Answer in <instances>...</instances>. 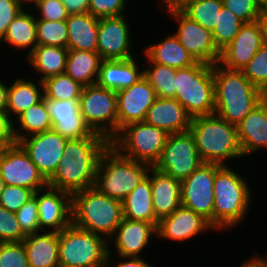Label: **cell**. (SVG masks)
<instances>
[{"label":"cell","instance_id":"5b68a950","mask_svg":"<svg viewBox=\"0 0 267 267\" xmlns=\"http://www.w3.org/2000/svg\"><path fill=\"white\" fill-rule=\"evenodd\" d=\"M150 167L122 156L109 145L99 159L93 187L101 194L123 201L147 176Z\"/></svg>","mask_w":267,"mask_h":267},{"label":"cell","instance_id":"bcb514c9","mask_svg":"<svg viewBox=\"0 0 267 267\" xmlns=\"http://www.w3.org/2000/svg\"><path fill=\"white\" fill-rule=\"evenodd\" d=\"M25 237L16 214L0 205V242H22Z\"/></svg>","mask_w":267,"mask_h":267},{"label":"cell","instance_id":"e575fe53","mask_svg":"<svg viewBox=\"0 0 267 267\" xmlns=\"http://www.w3.org/2000/svg\"><path fill=\"white\" fill-rule=\"evenodd\" d=\"M18 121L20 123V129L15 128L14 124V136L16 143L27 136L52 129L51 118L43 99L39 103L32 105L29 109L25 110L24 113L18 117ZM17 129H19V131L21 129L22 131L25 130L26 134H20Z\"/></svg>","mask_w":267,"mask_h":267},{"label":"cell","instance_id":"f907efd6","mask_svg":"<svg viewBox=\"0 0 267 267\" xmlns=\"http://www.w3.org/2000/svg\"><path fill=\"white\" fill-rule=\"evenodd\" d=\"M0 140L7 146L16 143L13 119L7 113L2 112H0Z\"/></svg>","mask_w":267,"mask_h":267},{"label":"cell","instance_id":"d6986e66","mask_svg":"<svg viewBox=\"0 0 267 267\" xmlns=\"http://www.w3.org/2000/svg\"><path fill=\"white\" fill-rule=\"evenodd\" d=\"M52 122V129L67 139L102 136L93 132L80 112L79 100H55L43 97Z\"/></svg>","mask_w":267,"mask_h":267},{"label":"cell","instance_id":"ee69618b","mask_svg":"<svg viewBox=\"0 0 267 267\" xmlns=\"http://www.w3.org/2000/svg\"><path fill=\"white\" fill-rule=\"evenodd\" d=\"M22 233L25 236L37 233L39 227V214L37 200L33 196L15 213Z\"/></svg>","mask_w":267,"mask_h":267},{"label":"cell","instance_id":"7c38bea8","mask_svg":"<svg viewBox=\"0 0 267 267\" xmlns=\"http://www.w3.org/2000/svg\"><path fill=\"white\" fill-rule=\"evenodd\" d=\"M222 165L202 163L181 181V204L205 218L213 227L214 178Z\"/></svg>","mask_w":267,"mask_h":267},{"label":"cell","instance_id":"277c9868","mask_svg":"<svg viewBox=\"0 0 267 267\" xmlns=\"http://www.w3.org/2000/svg\"><path fill=\"white\" fill-rule=\"evenodd\" d=\"M189 131L203 163L225 165V159L243 156L236 125L216 114L191 118Z\"/></svg>","mask_w":267,"mask_h":267},{"label":"cell","instance_id":"b9f144b4","mask_svg":"<svg viewBox=\"0 0 267 267\" xmlns=\"http://www.w3.org/2000/svg\"><path fill=\"white\" fill-rule=\"evenodd\" d=\"M223 6L244 23L257 21L266 15L256 0H223Z\"/></svg>","mask_w":267,"mask_h":267},{"label":"cell","instance_id":"f35d334b","mask_svg":"<svg viewBox=\"0 0 267 267\" xmlns=\"http://www.w3.org/2000/svg\"><path fill=\"white\" fill-rule=\"evenodd\" d=\"M243 24V21L223 6L218 15L217 25L212 32L216 47L220 51L223 50L239 33Z\"/></svg>","mask_w":267,"mask_h":267},{"label":"cell","instance_id":"8992f818","mask_svg":"<svg viewBox=\"0 0 267 267\" xmlns=\"http://www.w3.org/2000/svg\"><path fill=\"white\" fill-rule=\"evenodd\" d=\"M213 229L231 228L241 222L249 208L251 194L242 176L222 165L215 173Z\"/></svg>","mask_w":267,"mask_h":267},{"label":"cell","instance_id":"cb8c5ba5","mask_svg":"<svg viewBox=\"0 0 267 267\" xmlns=\"http://www.w3.org/2000/svg\"><path fill=\"white\" fill-rule=\"evenodd\" d=\"M236 127L243 156L267 149V102L263 99Z\"/></svg>","mask_w":267,"mask_h":267},{"label":"cell","instance_id":"d590c367","mask_svg":"<svg viewBox=\"0 0 267 267\" xmlns=\"http://www.w3.org/2000/svg\"><path fill=\"white\" fill-rule=\"evenodd\" d=\"M222 7L221 0H192L180 10L191 20L213 32Z\"/></svg>","mask_w":267,"mask_h":267},{"label":"cell","instance_id":"7dc6e473","mask_svg":"<svg viewBox=\"0 0 267 267\" xmlns=\"http://www.w3.org/2000/svg\"><path fill=\"white\" fill-rule=\"evenodd\" d=\"M126 0H89V14L97 18L123 16Z\"/></svg>","mask_w":267,"mask_h":267},{"label":"cell","instance_id":"d4e9b609","mask_svg":"<svg viewBox=\"0 0 267 267\" xmlns=\"http://www.w3.org/2000/svg\"><path fill=\"white\" fill-rule=\"evenodd\" d=\"M152 233L156 235V227L152 223L123 218L113 235L120 258L140 257L139 254L150 242Z\"/></svg>","mask_w":267,"mask_h":267},{"label":"cell","instance_id":"680465c9","mask_svg":"<svg viewBox=\"0 0 267 267\" xmlns=\"http://www.w3.org/2000/svg\"><path fill=\"white\" fill-rule=\"evenodd\" d=\"M258 5L262 8V10L267 14V0H256Z\"/></svg>","mask_w":267,"mask_h":267},{"label":"cell","instance_id":"44dd1931","mask_svg":"<svg viewBox=\"0 0 267 267\" xmlns=\"http://www.w3.org/2000/svg\"><path fill=\"white\" fill-rule=\"evenodd\" d=\"M210 228L213 229L205 218L181 205L171 215L158 220L156 234L166 240L185 241Z\"/></svg>","mask_w":267,"mask_h":267},{"label":"cell","instance_id":"7bdbcfd3","mask_svg":"<svg viewBox=\"0 0 267 267\" xmlns=\"http://www.w3.org/2000/svg\"><path fill=\"white\" fill-rule=\"evenodd\" d=\"M0 267H29L22 242H0Z\"/></svg>","mask_w":267,"mask_h":267},{"label":"cell","instance_id":"9c48e42d","mask_svg":"<svg viewBox=\"0 0 267 267\" xmlns=\"http://www.w3.org/2000/svg\"><path fill=\"white\" fill-rule=\"evenodd\" d=\"M168 136L163 129L144 121L136 122L123 127L110 141V145L128 159L154 166L161 156Z\"/></svg>","mask_w":267,"mask_h":267},{"label":"cell","instance_id":"4fadbf2b","mask_svg":"<svg viewBox=\"0 0 267 267\" xmlns=\"http://www.w3.org/2000/svg\"><path fill=\"white\" fill-rule=\"evenodd\" d=\"M169 13L179 22L174 35L188 53L197 62L209 65L218 63L221 51L214 43L212 32L191 20L181 10H170Z\"/></svg>","mask_w":267,"mask_h":267},{"label":"cell","instance_id":"11a10c76","mask_svg":"<svg viewBox=\"0 0 267 267\" xmlns=\"http://www.w3.org/2000/svg\"><path fill=\"white\" fill-rule=\"evenodd\" d=\"M8 87L0 80V112L7 113Z\"/></svg>","mask_w":267,"mask_h":267},{"label":"cell","instance_id":"ac0fdd59","mask_svg":"<svg viewBox=\"0 0 267 267\" xmlns=\"http://www.w3.org/2000/svg\"><path fill=\"white\" fill-rule=\"evenodd\" d=\"M118 133L128 124L143 122L148 109L156 100V92L151 84L142 77L132 86L116 92Z\"/></svg>","mask_w":267,"mask_h":267},{"label":"cell","instance_id":"94428289","mask_svg":"<svg viewBox=\"0 0 267 267\" xmlns=\"http://www.w3.org/2000/svg\"><path fill=\"white\" fill-rule=\"evenodd\" d=\"M7 147H8V146H7L2 140H0V159H1L2 155H3L4 150H5Z\"/></svg>","mask_w":267,"mask_h":267},{"label":"cell","instance_id":"d6a6232c","mask_svg":"<svg viewBox=\"0 0 267 267\" xmlns=\"http://www.w3.org/2000/svg\"><path fill=\"white\" fill-rule=\"evenodd\" d=\"M39 81L41 88H38L34 82L21 78H18L13 85L8 87L7 114L9 117L13 113L18 118L25 110L43 99L44 86L43 82Z\"/></svg>","mask_w":267,"mask_h":267},{"label":"cell","instance_id":"4316f807","mask_svg":"<svg viewBox=\"0 0 267 267\" xmlns=\"http://www.w3.org/2000/svg\"><path fill=\"white\" fill-rule=\"evenodd\" d=\"M29 267L59 266V232L33 233L23 240Z\"/></svg>","mask_w":267,"mask_h":267},{"label":"cell","instance_id":"db71d44e","mask_svg":"<svg viewBox=\"0 0 267 267\" xmlns=\"http://www.w3.org/2000/svg\"><path fill=\"white\" fill-rule=\"evenodd\" d=\"M240 267H267V257L264 259L254 256L247 261H244Z\"/></svg>","mask_w":267,"mask_h":267},{"label":"cell","instance_id":"6f0895ef","mask_svg":"<svg viewBox=\"0 0 267 267\" xmlns=\"http://www.w3.org/2000/svg\"><path fill=\"white\" fill-rule=\"evenodd\" d=\"M263 45L267 47V14L263 17Z\"/></svg>","mask_w":267,"mask_h":267},{"label":"cell","instance_id":"83f0119b","mask_svg":"<svg viewBox=\"0 0 267 267\" xmlns=\"http://www.w3.org/2000/svg\"><path fill=\"white\" fill-rule=\"evenodd\" d=\"M66 24L68 50L97 52L99 18L89 13L69 15Z\"/></svg>","mask_w":267,"mask_h":267},{"label":"cell","instance_id":"836d02e7","mask_svg":"<svg viewBox=\"0 0 267 267\" xmlns=\"http://www.w3.org/2000/svg\"><path fill=\"white\" fill-rule=\"evenodd\" d=\"M22 10L8 25L3 41L17 48H28V56L37 46L36 18Z\"/></svg>","mask_w":267,"mask_h":267},{"label":"cell","instance_id":"f546056e","mask_svg":"<svg viewBox=\"0 0 267 267\" xmlns=\"http://www.w3.org/2000/svg\"><path fill=\"white\" fill-rule=\"evenodd\" d=\"M145 53L148 63H156L175 69L185 68L197 63L175 35H169L158 44L149 46Z\"/></svg>","mask_w":267,"mask_h":267},{"label":"cell","instance_id":"3957f363","mask_svg":"<svg viewBox=\"0 0 267 267\" xmlns=\"http://www.w3.org/2000/svg\"><path fill=\"white\" fill-rule=\"evenodd\" d=\"M124 218L122 201L99 193L94 187L72 194V224L112 238Z\"/></svg>","mask_w":267,"mask_h":267},{"label":"cell","instance_id":"74e56055","mask_svg":"<svg viewBox=\"0 0 267 267\" xmlns=\"http://www.w3.org/2000/svg\"><path fill=\"white\" fill-rule=\"evenodd\" d=\"M151 64L150 69L143 70V77L151 84L159 98H175L176 69L168 66Z\"/></svg>","mask_w":267,"mask_h":267},{"label":"cell","instance_id":"6125c7cd","mask_svg":"<svg viewBox=\"0 0 267 267\" xmlns=\"http://www.w3.org/2000/svg\"><path fill=\"white\" fill-rule=\"evenodd\" d=\"M4 187H5V182H4V180L0 176V194L4 190Z\"/></svg>","mask_w":267,"mask_h":267},{"label":"cell","instance_id":"ab89813d","mask_svg":"<svg viewBox=\"0 0 267 267\" xmlns=\"http://www.w3.org/2000/svg\"><path fill=\"white\" fill-rule=\"evenodd\" d=\"M37 45L67 48L68 29L66 21L51 22L36 19Z\"/></svg>","mask_w":267,"mask_h":267},{"label":"cell","instance_id":"7a4b0ae2","mask_svg":"<svg viewBox=\"0 0 267 267\" xmlns=\"http://www.w3.org/2000/svg\"><path fill=\"white\" fill-rule=\"evenodd\" d=\"M215 111L230 124L237 125L263 99L264 93L254 86L242 71L213 65Z\"/></svg>","mask_w":267,"mask_h":267},{"label":"cell","instance_id":"f5cc1de1","mask_svg":"<svg viewBox=\"0 0 267 267\" xmlns=\"http://www.w3.org/2000/svg\"><path fill=\"white\" fill-rule=\"evenodd\" d=\"M111 250L109 249V253L106 259V264L105 267H112L111 264H109V259L112 258L111 257ZM128 261H121L119 262L120 264L117 265L116 267H153L151 266V264L147 263L146 261L143 260V258L140 257H127Z\"/></svg>","mask_w":267,"mask_h":267},{"label":"cell","instance_id":"816d5d0a","mask_svg":"<svg viewBox=\"0 0 267 267\" xmlns=\"http://www.w3.org/2000/svg\"><path fill=\"white\" fill-rule=\"evenodd\" d=\"M69 15L89 13V0H61Z\"/></svg>","mask_w":267,"mask_h":267},{"label":"cell","instance_id":"1f68e13d","mask_svg":"<svg viewBox=\"0 0 267 267\" xmlns=\"http://www.w3.org/2000/svg\"><path fill=\"white\" fill-rule=\"evenodd\" d=\"M68 49L57 46L37 45L27 56L31 66L40 74L41 81L46 78L65 73Z\"/></svg>","mask_w":267,"mask_h":267},{"label":"cell","instance_id":"8d00e7d4","mask_svg":"<svg viewBox=\"0 0 267 267\" xmlns=\"http://www.w3.org/2000/svg\"><path fill=\"white\" fill-rule=\"evenodd\" d=\"M42 82L44 97L60 101L79 100L84 87L66 73L48 77Z\"/></svg>","mask_w":267,"mask_h":267},{"label":"cell","instance_id":"f6af8a7d","mask_svg":"<svg viewBox=\"0 0 267 267\" xmlns=\"http://www.w3.org/2000/svg\"><path fill=\"white\" fill-rule=\"evenodd\" d=\"M33 195L34 192L26 187L5 185L4 190L0 194V205L16 213Z\"/></svg>","mask_w":267,"mask_h":267},{"label":"cell","instance_id":"ba28073f","mask_svg":"<svg viewBox=\"0 0 267 267\" xmlns=\"http://www.w3.org/2000/svg\"><path fill=\"white\" fill-rule=\"evenodd\" d=\"M108 241L73 224L59 232L60 267H105Z\"/></svg>","mask_w":267,"mask_h":267},{"label":"cell","instance_id":"52a82bcc","mask_svg":"<svg viewBox=\"0 0 267 267\" xmlns=\"http://www.w3.org/2000/svg\"><path fill=\"white\" fill-rule=\"evenodd\" d=\"M175 89V99L191 118L214 114L213 65L197 62L176 69Z\"/></svg>","mask_w":267,"mask_h":267},{"label":"cell","instance_id":"8fae6325","mask_svg":"<svg viewBox=\"0 0 267 267\" xmlns=\"http://www.w3.org/2000/svg\"><path fill=\"white\" fill-rule=\"evenodd\" d=\"M203 161L190 131L169 134L159 160L153 167L177 180L186 179Z\"/></svg>","mask_w":267,"mask_h":267},{"label":"cell","instance_id":"c3c4849f","mask_svg":"<svg viewBox=\"0 0 267 267\" xmlns=\"http://www.w3.org/2000/svg\"><path fill=\"white\" fill-rule=\"evenodd\" d=\"M35 7L41 13V17L36 19L57 22L66 21L69 16L61 0H39Z\"/></svg>","mask_w":267,"mask_h":267},{"label":"cell","instance_id":"484cf974","mask_svg":"<svg viewBox=\"0 0 267 267\" xmlns=\"http://www.w3.org/2000/svg\"><path fill=\"white\" fill-rule=\"evenodd\" d=\"M136 64L134 58L102 60L96 84L115 92L132 86L143 77Z\"/></svg>","mask_w":267,"mask_h":267},{"label":"cell","instance_id":"91938a15","mask_svg":"<svg viewBox=\"0 0 267 267\" xmlns=\"http://www.w3.org/2000/svg\"><path fill=\"white\" fill-rule=\"evenodd\" d=\"M17 2H18V4H19V6L23 9L24 7V5L23 4H25L26 2H32V3H34V5L36 6L37 5V3L39 2V0H16ZM24 1H25V3H24Z\"/></svg>","mask_w":267,"mask_h":267},{"label":"cell","instance_id":"be15d7a7","mask_svg":"<svg viewBox=\"0 0 267 267\" xmlns=\"http://www.w3.org/2000/svg\"><path fill=\"white\" fill-rule=\"evenodd\" d=\"M264 100L267 102V90L264 92Z\"/></svg>","mask_w":267,"mask_h":267},{"label":"cell","instance_id":"f1b7e54d","mask_svg":"<svg viewBox=\"0 0 267 267\" xmlns=\"http://www.w3.org/2000/svg\"><path fill=\"white\" fill-rule=\"evenodd\" d=\"M122 206L124 218L133 221H147L155 227L157 226L159 219L153 210L149 171L147 176L122 201Z\"/></svg>","mask_w":267,"mask_h":267},{"label":"cell","instance_id":"30bf717a","mask_svg":"<svg viewBox=\"0 0 267 267\" xmlns=\"http://www.w3.org/2000/svg\"><path fill=\"white\" fill-rule=\"evenodd\" d=\"M80 112L90 129L111 141L118 134L117 95L97 84L84 86Z\"/></svg>","mask_w":267,"mask_h":267},{"label":"cell","instance_id":"6da1fadb","mask_svg":"<svg viewBox=\"0 0 267 267\" xmlns=\"http://www.w3.org/2000/svg\"><path fill=\"white\" fill-rule=\"evenodd\" d=\"M109 145L104 136L68 139L64 156L47 180L48 186L70 194L92 188L99 159Z\"/></svg>","mask_w":267,"mask_h":267},{"label":"cell","instance_id":"4dcf8cb0","mask_svg":"<svg viewBox=\"0 0 267 267\" xmlns=\"http://www.w3.org/2000/svg\"><path fill=\"white\" fill-rule=\"evenodd\" d=\"M102 58L97 52L69 50L65 73L82 86L97 82Z\"/></svg>","mask_w":267,"mask_h":267},{"label":"cell","instance_id":"e0dca14e","mask_svg":"<svg viewBox=\"0 0 267 267\" xmlns=\"http://www.w3.org/2000/svg\"><path fill=\"white\" fill-rule=\"evenodd\" d=\"M43 190L33 195L37 200L40 230L48 226L52 232H60L72 224V194L49 186L46 192Z\"/></svg>","mask_w":267,"mask_h":267},{"label":"cell","instance_id":"60d3db41","mask_svg":"<svg viewBox=\"0 0 267 267\" xmlns=\"http://www.w3.org/2000/svg\"><path fill=\"white\" fill-rule=\"evenodd\" d=\"M242 72L263 93L267 90V47L265 45L261 46Z\"/></svg>","mask_w":267,"mask_h":267},{"label":"cell","instance_id":"681fc988","mask_svg":"<svg viewBox=\"0 0 267 267\" xmlns=\"http://www.w3.org/2000/svg\"><path fill=\"white\" fill-rule=\"evenodd\" d=\"M22 10L16 0H0V42L4 38L8 25Z\"/></svg>","mask_w":267,"mask_h":267},{"label":"cell","instance_id":"2e32d148","mask_svg":"<svg viewBox=\"0 0 267 267\" xmlns=\"http://www.w3.org/2000/svg\"><path fill=\"white\" fill-rule=\"evenodd\" d=\"M263 45V18L244 23L235 38L220 52L218 64L242 71Z\"/></svg>","mask_w":267,"mask_h":267},{"label":"cell","instance_id":"603a6c76","mask_svg":"<svg viewBox=\"0 0 267 267\" xmlns=\"http://www.w3.org/2000/svg\"><path fill=\"white\" fill-rule=\"evenodd\" d=\"M152 205L158 219L171 215L181 204V181L151 166Z\"/></svg>","mask_w":267,"mask_h":267},{"label":"cell","instance_id":"9f6ffc18","mask_svg":"<svg viewBox=\"0 0 267 267\" xmlns=\"http://www.w3.org/2000/svg\"><path fill=\"white\" fill-rule=\"evenodd\" d=\"M192 0H163V3L165 4L168 11L170 10H180L182 7H184L188 2Z\"/></svg>","mask_w":267,"mask_h":267},{"label":"cell","instance_id":"9a60e30c","mask_svg":"<svg viewBox=\"0 0 267 267\" xmlns=\"http://www.w3.org/2000/svg\"><path fill=\"white\" fill-rule=\"evenodd\" d=\"M67 140L66 137L51 129L27 136L17 143L28 154L43 177L48 180L64 156Z\"/></svg>","mask_w":267,"mask_h":267},{"label":"cell","instance_id":"7402d4cb","mask_svg":"<svg viewBox=\"0 0 267 267\" xmlns=\"http://www.w3.org/2000/svg\"><path fill=\"white\" fill-rule=\"evenodd\" d=\"M144 122L168 134H176L189 131L191 117L175 98L157 97L148 109Z\"/></svg>","mask_w":267,"mask_h":267},{"label":"cell","instance_id":"ffe728a7","mask_svg":"<svg viewBox=\"0 0 267 267\" xmlns=\"http://www.w3.org/2000/svg\"><path fill=\"white\" fill-rule=\"evenodd\" d=\"M125 16L99 18L97 53L102 60L133 58Z\"/></svg>","mask_w":267,"mask_h":267},{"label":"cell","instance_id":"5bb4252c","mask_svg":"<svg viewBox=\"0 0 267 267\" xmlns=\"http://www.w3.org/2000/svg\"><path fill=\"white\" fill-rule=\"evenodd\" d=\"M0 176L5 185H17L34 193L48 186L47 180L18 144L8 146L0 159Z\"/></svg>","mask_w":267,"mask_h":267}]
</instances>
